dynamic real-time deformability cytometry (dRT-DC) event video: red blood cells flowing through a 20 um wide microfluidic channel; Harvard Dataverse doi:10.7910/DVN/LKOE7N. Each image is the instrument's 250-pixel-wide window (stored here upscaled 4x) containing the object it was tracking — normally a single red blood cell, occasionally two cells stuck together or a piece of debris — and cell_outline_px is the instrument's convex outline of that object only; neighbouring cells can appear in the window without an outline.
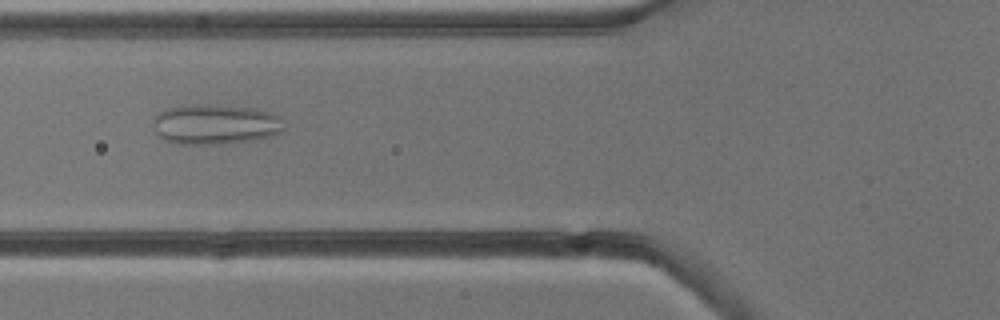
{"species": "common noctule bat (a hibernating species)", "species_latin": "Nyctalus noctula", "temperature_condition": "cold", "stored_images_in_passage": 9, "camera_frame_rate_fps": 3000, "um_per_image_px": 0.085, "animal": {"sex": "male", "body_mass_g": 13.3}, "frame": {"image": 1, "passage_image": 6, "time_ms": 5.667, "image_size_px": [1000, 320], "cell_outline_px": [[284, 132], [276, 136], [256, 140], [224, 144], [180, 144], [164, 140], [156, 132], [152, 120], [152, 116], [156, 112], [180, 104], [200, 104], [248, 108], [268, 112], [280, 116], [284, 128]], "centroid_in_image_um": [18.28, 10.58], "position_along_channel_um": 107.5, "area_um2": 31.1}}